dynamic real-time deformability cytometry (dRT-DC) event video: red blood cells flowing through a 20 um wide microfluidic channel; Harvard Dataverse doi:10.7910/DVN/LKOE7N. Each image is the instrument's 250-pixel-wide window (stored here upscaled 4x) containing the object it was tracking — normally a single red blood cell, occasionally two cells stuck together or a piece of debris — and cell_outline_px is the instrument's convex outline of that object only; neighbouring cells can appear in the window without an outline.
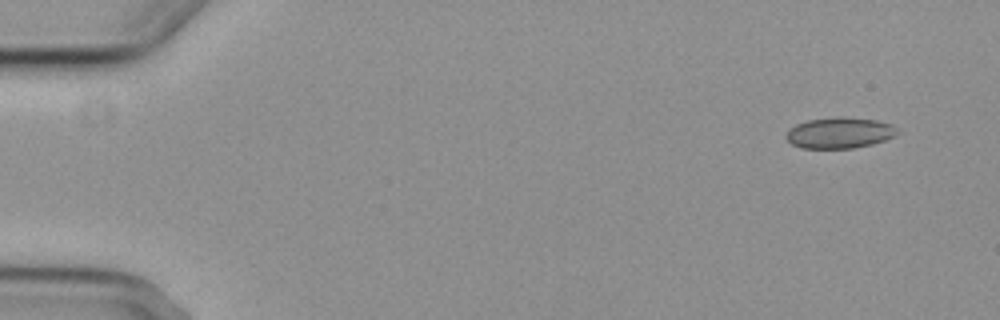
{"species": "common noctule bat (a hibernating species)", "species_latin": "Nyctalus noctula", "temperature_condition": "cold", "stored_images_in_passage": 5, "camera_frame_rate_fps": 3000, "um_per_image_px": 0.085, "animal": {"sex": "female", "body_mass_g": 29.2, "forearm_length_mm": 56.3}, "frame": {"image": 1, "passage_image": 1, "time_ms": 0.0, "image_size_px": [1000, 320], "cell_outline_px": [[900, 132], [896, 136], [872, 144], [852, 148], [800, 148], [792, 144], [784, 136], [796, 124], [808, 120], [840, 116], [844, 116], [876, 120], [892, 124]], "centroid_in_image_um": [71.39, 11.28], "position_along_channel_um": 13.6, "area_um2": 20.11}}
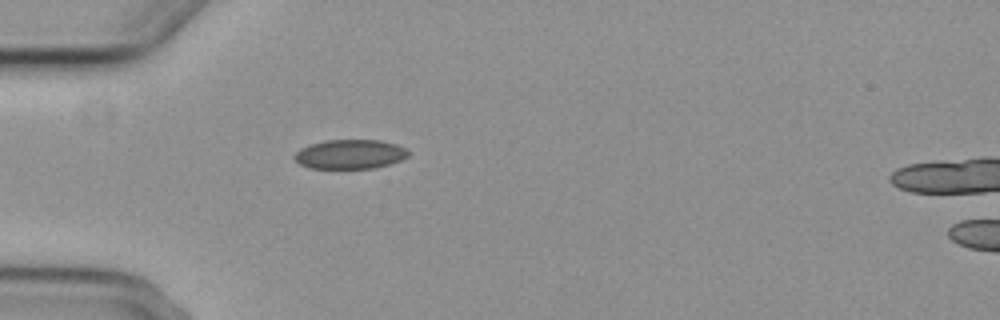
{"frame": {"image": 2, "passage_image": 4, "time_ms": 4.333, "image_size_px": [1000, 320], "cell_outline_px": [[408, 156], [400, 160], [388, 164], [372, 168], [308, 168], [300, 164], [292, 156], [300, 148], [308, 144], [324, 140], [380, 140], [396, 144], [404, 148], [408, 152]], "centroid_in_image_um": [29.7, 13.1], "position_along_channel_um": 55.3, "area_um2": 19.42}}